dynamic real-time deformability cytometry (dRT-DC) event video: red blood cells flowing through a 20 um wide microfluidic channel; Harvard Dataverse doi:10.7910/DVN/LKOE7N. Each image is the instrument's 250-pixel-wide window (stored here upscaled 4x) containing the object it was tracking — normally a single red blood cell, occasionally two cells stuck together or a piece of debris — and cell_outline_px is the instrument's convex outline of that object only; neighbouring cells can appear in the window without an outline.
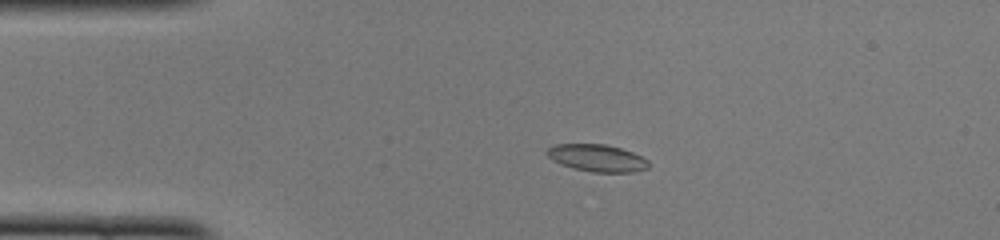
{"species": "common noctule bat (a hibernating species)", "species_latin": "Nyctalus noctula", "temperature_condition": "cold", "stored_images_in_passage": 43, "camera_frame_rate_fps": 3000, "um_per_image_px": 0.085, "animal": {"sex": "female", "body_mass_g": 22.0, "forearm_length_mm": 56.7}, "frame": {"image": 1, "passage_image": 4, "time_ms": 1.0, "image_size_px": [1000, 240], "cell_outline_px": [[652, 164], [648, 168], [632, 172], [592, 172], [560, 164], [552, 160], [544, 152], [548, 148], [556, 144], [604, 144], [620, 148], [632, 152], [648, 160]], "centroid_in_image_um": [50.76, 13.43], "position_along_channel_um": 34.2, "area_um2": 16.07}}
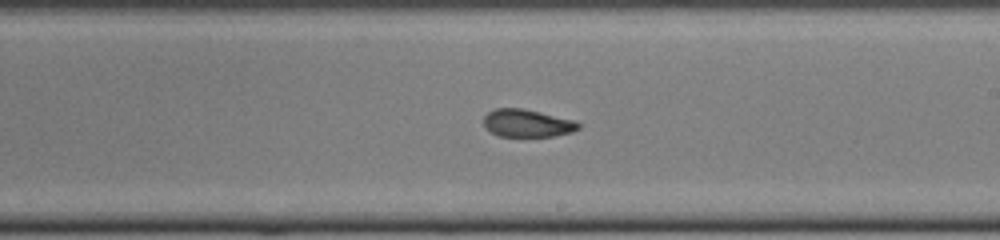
{"frame": {"image": 2, "passage_image": 22, "time_ms": 7.0, "image_size_px": [1000, 240], "cell_outline_px": [[580, 128], [572, 132], [552, 136], [500, 136], [492, 132], [484, 124], [484, 116], [488, 112], [496, 108], [524, 108], [572, 120], [580, 124]], "centroid_in_image_um": [44.81, 10.46], "position_along_channel_um": 244.2, "area_um2": 15.03}}
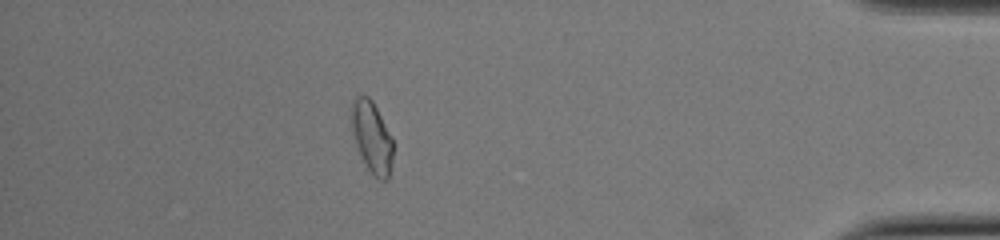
{"frame": {"image": 3, "passage_image": 37, "time_ms": 12.0, "image_size_px": [1000, 240], "cell_outline_px": [[392, 168], [388, 180], [380, 180], [372, 176], [364, 164], [356, 144], [352, 132], [352, 104], [356, 96], [368, 96], [372, 100], [392, 140]], "centroid_in_image_um": [31.61, 11.74], "position_along_channel_um": 403.6, "area_um2": 17.05}, "authors_computed_cell_mechanics": {"area_um2": 16.1262, "velocity_mm_per_s": 4.1072, "shape_relaxation_time_tau1_ms": null, "shape_relaxation_time_tau2_ms": 1.3342, "deformation_change_tau1": null, "deformation_change_tau2": 0.0671}}